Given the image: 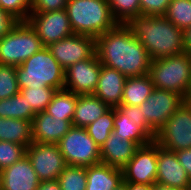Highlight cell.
I'll use <instances>...</instances> for the list:
<instances>
[{"mask_svg":"<svg viewBox=\"0 0 191 190\" xmlns=\"http://www.w3.org/2000/svg\"><path fill=\"white\" fill-rule=\"evenodd\" d=\"M114 108H111L103 116H100L86 128L90 137L101 147L108 136L114 130Z\"/></svg>","mask_w":191,"mask_h":190,"instance_id":"cell-30","label":"cell"},{"mask_svg":"<svg viewBox=\"0 0 191 190\" xmlns=\"http://www.w3.org/2000/svg\"><path fill=\"white\" fill-rule=\"evenodd\" d=\"M26 147L9 141H0V171L26 155Z\"/></svg>","mask_w":191,"mask_h":190,"instance_id":"cell-33","label":"cell"},{"mask_svg":"<svg viewBox=\"0 0 191 190\" xmlns=\"http://www.w3.org/2000/svg\"><path fill=\"white\" fill-rule=\"evenodd\" d=\"M156 183L182 190L191 186V180L175 152L162 148L158 143Z\"/></svg>","mask_w":191,"mask_h":190,"instance_id":"cell-15","label":"cell"},{"mask_svg":"<svg viewBox=\"0 0 191 190\" xmlns=\"http://www.w3.org/2000/svg\"><path fill=\"white\" fill-rule=\"evenodd\" d=\"M155 141L172 152L191 148V107L185 101L159 129Z\"/></svg>","mask_w":191,"mask_h":190,"instance_id":"cell-8","label":"cell"},{"mask_svg":"<svg viewBox=\"0 0 191 190\" xmlns=\"http://www.w3.org/2000/svg\"><path fill=\"white\" fill-rule=\"evenodd\" d=\"M43 47L27 21H19L0 40V64L20 66Z\"/></svg>","mask_w":191,"mask_h":190,"instance_id":"cell-6","label":"cell"},{"mask_svg":"<svg viewBox=\"0 0 191 190\" xmlns=\"http://www.w3.org/2000/svg\"><path fill=\"white\" fill-rule=\"evenodd\" d=\"M113 190H127L126 185L124 183L120 184L117 188Z\"/></svg>","mask_w":191,"mask_h":190,"instance_id":"cell-45","label":"cell"},{"mask_svg":"<svg viewBox=\"0 0 191 190\" xmlns=\"http://www.w3.org/2000/svg\"><path fill=\"white\" fill-rule=\"evenodd\" d=\"M101 62L96 53L65 70L64 89L77 95L94 94L101 71Z\"/></svg>","mask_w":191,"mask_h":190,"instance_id":"cell-14","label":"cell"},{"mask_svg":"<svg viewBox=\"0 0 191 190\" xmlns=\"http://www.w3.org/2000/svg\"><path fill=\"white\" fill-rule=\"evenodd\" d=\"M40 182L26 155L0 171V190H37Z\"/></svg>","mask_w":191,"mask_h":190,"instance_id":"cell-16","label":"cell"},{"mask_svg":"<svg viewBox=\"0 0 191 190\" xmlns=\"http://www.w3.org/2000/svg\"><path fill=\"white\" fill-rule=\"evenodd\" d=\"M152 190H182L178 188L168 187L159 183L152 185Z\"/></svg>","mask_w":191,"mask_h":190,"instance_id":"cell-43","label":"cell"},{"mask_svg":"<svg viewBox=\"0 0 191 190\" xmlns=\"http://www.w3.org/2000/svg\"><path fill=\"white\" fill-rule=\"evenodd\" d=\"M128 118L135 121L136 125L140 127L153 141H155V133L147 126V120L141 113L139 106L120 105L118 107Z\"/></svg>","mask_w":191,"mask_h":190,"instance_id":"cell-35","label":"cell"},{"mask_svg":"<svg viewBox=\"0 0 191 190\" xmlns=\"http://www.w3.org/2000/svg\"><path fill=\"white\" fill-rule=\"evenodd\" d=\"M0 141L21 144L27 148L32 143V122L0 117Z\"/></svg>","mask_w":191,"mask_h":190,"instance_id":"cell-22","label":"cell"},{"mask_svg":"<svg viewBox=\"0 0 191 190\" xmlns=\"http://www.w3.org/2000/svg\"><path fill=\"white\" fill-rule=\"evenodd\" d=\"M179 163L184 167L187 176L191 180V148L175 151Z\"/></svg>","mask_w":191,"mask_h":190,"instance_id":"cell-39","label":"cell"},{"mask_svg":"<svg viewBox=\"0 0 191 190\" xmlns=\"http://www.w3.org/2000/svg\"><path fill=\"white\" fill-rule=\"evenodd\" d=\"M72 126V120L58 119L45 111L36 113L32 120V142L58 144Z\"/></svg>","mask_w":191,"mask_h":190,"instance_id":"cell-17","label":"cell"},{"mask_svg":"<svg viewBox=\"0 0 191 190\" xmlns=\"http://www.w3.org/2000/svg\"><path fill=\"white\" fill-rule=\"evenodd\" d=\"M184 100L191 107V86Z\"/></svg>","mask_w":191,"mask_h":190,"instance_id":"cell-44","label":"cell"},{"mask_svg":"<svg viewBox=\"0 0 191 190\" xmlns=\"http://www.w3.org/2000/svg\"><path fill=\"white\" fill-rule=\"evenodd\" d=\"M57 180L61 190H86V167L66 165Z\"/></svg>","mask_w":191,"mask_h":190,"instance_id":"cell-29","label":"cell"},{"mask_svg":"<svg viewBox=\"0 0 191 190\" xmlns=\"http://www.w3.org/2000/svg\"><path fill=\"white\" fill-rule=\"evenodd\" d=\"M86 190H113L123 183L122 169L99 163L86 167Z\"/></svg>","mask_w":191,"mask_h":190,"instance_id":"cell-20","label":"cell"},{"mask_svg":"<svg viewBox=\"0 0 191 190\" xmlns=\"http://www.w3.org/2000/svg\"><path fill=\"white\" fill-rule=\"evenodd\" d=\"M36 113L27 104L25 98L20 94L13 95L10 98L0 100V117L16 118L31 121Z\"/></svg>","mask_w":191,"mask_h":190,"instance_id":"cell-26","label":"cell"},{"mask_svg":"<svg viewBox=\"0 0 191 190\" xmlns=\"http://www.w3.org/2000/svg\"><path fill=\"white\" fill-rule=\"evenodd\" d=\"M95 51L102 65L116 69L126 77L149 73L152 59L125 24H118L99 35L95 39Z\"/></svg>","mask_w":191,"mask_h":190,"instance_id":"cell-1","label":"cell"},{"mask_svg":"<svg viewBox=\"0 0 191 190\" xmlns=\"http://www.w3.org/2000/svg\"><path fill=\"white\" fill-rule=\"evenodd\" d=\"M123 182L154 185L157 174V142L140 146L134 157L122 168Z\"/></svg>","mask_w":191,"mask_h":190,"instance_id":"cell-12","label":"cell"},{"mask_svg":"<svg viewBox=\"0 0 191 190\" xmlns=\"http://www.w3.org/2000/svg\"><path fill=\"white\" fill-rule=\"evenodd\" d=\"M69 0H31L30 13H45L66 9Z\"/></svg>","mask_w":191,"mask_h":190,"instance_id":"cell-37","label":"cell"},{"mask_svg":"<svg viewBox=\"0 0 191 190\" xmlns=\"http://www.w3.org/2000/svg\"><path fill=\"white\" fill-rule=\"evenodd\" d=\"M126 79L127 77L116 69L102 65L93 95L101 99L110 108H118L121 105Z\"/></svg>","mask_w":191,"mask_h":190,"instance_id":"cell-19","label":"cell"},{"mask_svg":"<svg viewBox=\"0 0 191 190\" xmlns=\"http://www.w3.org/2000/svg\"><path fill=\"white\" fill-rule=\"evenodd\" d=\"M183 46L185 52L191 55V26L183 30Z\"/></svg>","mask_w":191,"mask_h":190,"instance_id":"cell-41","label":"cell"},{"mask_svg":"<svg viewBox=\"0 0 191 190\" xmlns=\"http://www.w3.org/2000/svg\"><path fill=\"white\" fill-rule=\"evenodd\" d=\"M78 95L66 89L57 90L45 112L62 120H72Z\"/></svg>","mask_w":191,"mask_h":190,"instance_id":"cell-25","label":"cell"},{"mask_svg":"<svg viewBox=\"0 0 191 190\" xmlns=\"http://www.w3.org/2000/svg\"><path fill=\"white\" fill-rule=\"evenodd\" d=\"M37 190H61L58 180L41 181Z\"/></svg>","mask_w":191,"mask_h":190,"instance_id":"cell-40","label":"cell"},{"mask_svg":"<svg viewBox=\"0 0 191 190\" xmlns=\"http://www.w3.org/2000/svg\"><path fill=\"white\" fill-rule=\"evenodd\" d=\"M114 132L123 139L134 141L139 146L151 143L153 140L128 118L119 108H114Z\"/></svg>","mask_w":191,"mask_h":190,"instance_id":"cell-24","label":"cell"},{"mask_svg":"<svg viewBox=\"0 0 191 190\" xmlns=\"http://www.w3.org/2000/svg\"><path fill=\"white\" fill-rule=\"evenodd\" d=\"M16 67L0 64V100L19 93Z\"/></svg>","mask_w":191,"mask_h":190,"instance_id":"cell-32","label":"cell"},{"mask_svg":"<svg viewBox=\"0 0 191 190\" xmlns=\"http://www.w3.org/2000/svg\"><path fill=\"white\" fill-rule=\"evenodd\" d=\"M152 60L185 52L183 31L165 16L138 15L125 24Z\"/></svg>","mask_w":191,"mask_h":190,"instance_id":"cell-2","label":"cell"},{"mask_svg":"<svg viewBox=\"0 0 191 190\" xmlns=\"http://www.w3.org/2000/svg\"><path fill=\"white\" fill-rule=\"evenodd\" d=\"M0 7L18 21H26L31 11V0H0Z\"/></svg>","mask_w":191,"mask_h":190,"instance_id":"cell-34","label":"cell"},{"mask_svg":"<svg viewBox=\"0 0 191 190\" xmlns=\"http://www.w3.org/2000/svg\"><path fill=\"white\" fill-rule=\"evenodd\" d=\"M111 108L93 94L78 95L72 125L87 127Z\"/></svg>","mask_w":191,"mask_h":190,"instance_id":"cell-21","label":"cell"},{"mask_svg":"<svg viewBox=\"0 0 191 190\" xmlns=\"http://www.w3.org/2000/svg\"><path fill=\"white\" fill-rule=\"evenodd\" d=\"M127 190H152V186L140 183L123 182Z\"/></svg>","mask_w":191,"mask_h":190,"instance_id":"cell-42","label":"cell"},{"mask_svg":"<svg viewBox=\"0 0 191 190\" xmlns=\"http://www.w3.org/2000/svg\"><path fill=\"white\" fill-rule=\"evenodd\" d=\"M171 0H140L141 15L164 16Z\"/></svg>","mask_w":191,"mask_h":190,"instance_id":"cell-36","label":"cell"},{"mask_svg":"<svg viewBox=\"0 0 191 190\" xmlns=\"http://www.w3.org/2000/svg\"><path fill=\"white\" fill-rule=\"evenodd\" d=\"M26 156L40 181L57 180L66 166L57 144L32 142L26 149Z\"/></svg>","mask_w":191,"mask_h":190,"instance_id":"cell-11","label":"cell"},{"mask_svg":"<svg viewBox=\"0 0 191 190\" xmlns=\"http://www.w3.org/2000/svg\"><path fill=\"white\" fill-rule=\"evenodd\" d=\"M184 101L180 94L154 88L139 107L146 117L147 126L156 134Z\"/></svg>","mask_w":191,"mask_h":190,"instance_id":"cell-9","label":"cell"},{"mask_svg":"<svg viewBox=\"0 0 191 190\" xmlns=\"http://www.w3.org/2000/svg\"><path fill=\"white\" fill-rule=\"evenodd\" d=\"M149 76L155 88L175 92L184 99L191 86V55H178L152 60Z\"/></svg>","mask_w":191,"mask_h":190,"instance_id":"cell-5","label":"cell"},{"mask_svg":"<svg viewBox=\"0 0 191 190\" xmlns=\"http://www.w3.org/2000/svg\"><path fill=\"white\" fill-rule=\"evenodd\" d=\"M16 77L19 90L22 88L53 87L64 89L65 70L53 57L47 47L16 67Z\"/></svg>","mask_w":191,"mask_h":190,"instance_id":"cell-4","label":"cell"},{"mask_svg":"<svg viewBox=\"0 0 191 190\" xmlns=\"http://www.w3.org/2000/svg\"><path fill=\"white\" fill-rule=\"evenodd\" d=\"M182 31L191 26V0H171L164 15Z\"/></svg>","mask_w":191,"mask_h":190,"instance_id":"cell-27","label":"cell"},{"mask_svg":"<svg viewBox=\"0 0 191 190\" xmlns=\"http://www.w3.org/2000/svg\"><path fill=\"white\" fill-rule=\"evenodd\" d=\"M154 88L149 74L127 77L121 105L140 106L150 96Z\"/></svg>","mask_w":191,"mask_h":190,"instance_id":"cell-23","label":"cell"},{"mask_svg":"<svg viewBox=\"0 0 191 190\" xmlns=\"http://www.w3.org/2000/svg\"><path fill=\"white\" fill-rule=\"evenodd\" d=\"M111 13L118 24H126L141 15L140 0H107Z\"/></svg>","mask_w":191,"mask_h":190,"instance_id":"cell-31","label":"cell"},{"mask_svg":"<svg viewBox=\"0 0 191 190\" xmlns=\"http://www.w3.org/2000/svg\"><path fill=\"white\" fill-rule=\"evenodd\" d=\"M19 21L0 7V40L8 34Z\"/></svg>","mask_w":191,"mask_h":190,"instance_id":"cell-38","label":"cell"},{"mask_svg":"<svg viewBox=\"0 0 191 190\" xmlns=\"http://www.w3.org/2000/svg\"><path fill=\"white\" fill-rule=\"evenodd\" d=\"M139 147L134 141L122 139L113 131L100 147L101 163L122 169Z\"/></svg>","mask_w":191,"mask_h":190,"instance_id":"cell-18","label":"cell"},{"mask_svg":"<svg viewBox=\"0 0 191 190\" xmlns=\"http://www.w3.org/2000/svg\"><path fill=\"white\" fill-rule=\"evenodd\" d=\"M66 11L74 34L96 39L118 25L107 0H69Z\"/></svg>","mask_w":191,"mask_h":190,"instance_id":"cell-3","label":"cell"},{"mask_svg":"<svg viewBox=\"0 0 191 190\" xmlns=\"http://www.w3.org/2000/svg\"><path fill=\"white\" fill-rule=\"evenodd\" d=\"M57 89L53 87L22 88L19 93L35 113L43 112L53 99Z\"/></svg>","mask_w":191,"mask_h":190,"instance_id":"cell-28","label":"cell"},{"mask_svg":"<svg viewBox=\"0 0 191 190\" xmlns=\"http://www.w3.org/2000/svg\"><path fill=\"white\" fill-rule=\"evenodd\" d=\"M57 145L66 165L89 167L101 163L100 147L86 128L72 126Z\"/></svg>","mask_w":191,"mask_h":190,"instance_id":"cell-7","label":"cell"},{"mask_svg":"<svg viewBox=\"0 0 191 190\" xmlns=\"http://www.w3.org/2000/svg\"><path fill=\"white\" fill-rule=\"evenodd\" d=\"M40 38L43 47L74 34L66 9L45 13H30L26 20Z\"/></svg>","mask_w":191,"mask_h":190,"instance_id":"cell-10","label":"cell"},{"mask_svg":"<svg viewBox=\"0 0 191 190\" xmlns=\"http://www.w3.org/2000/svg\"><path fill=\"white\" fill-rule=\"evenodd\" d=\"M47 48L64 70L96 53L95 38L80 34L60 39Z\"/></svg>","mask_w":191,"mask_h":190,"instance_id":"cell-13","label":"cell"}]
</instances>
